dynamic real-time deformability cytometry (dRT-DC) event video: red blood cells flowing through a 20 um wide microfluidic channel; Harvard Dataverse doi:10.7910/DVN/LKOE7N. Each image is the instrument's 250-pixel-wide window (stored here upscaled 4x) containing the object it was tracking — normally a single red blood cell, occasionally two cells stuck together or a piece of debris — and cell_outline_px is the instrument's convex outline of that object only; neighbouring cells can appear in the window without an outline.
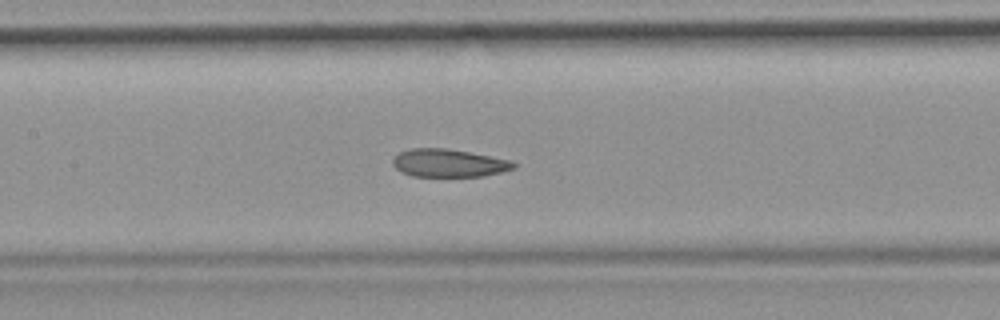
{"species": "common noctule bat (a hibernating species)", "species_latin": "Nyctalus noctula", "temperature_condition": "room temperature", "stored_images_in_passage": 40, "camera_frame_rate_fps": 3000, "um_per_image_px": 0.085, "animal": {"sex": "female", "body_mass_g": 19.9}, "frame": {"image": 1, "passage_image": 18, "time_ms": 5.667, "image_size_px": [1000, 320], "cell_outline_px": [[516, 168], [484, 176], [412, 176], [400, 172], [392, 164], [392, 160], [400, 152], [412, 148], [448, 148], [512, 160], [516, 164]], "centroid_in_image_um": [38.15, 13.86], "position_along_channel_um": 169.2, "area_um2": 19.71}}